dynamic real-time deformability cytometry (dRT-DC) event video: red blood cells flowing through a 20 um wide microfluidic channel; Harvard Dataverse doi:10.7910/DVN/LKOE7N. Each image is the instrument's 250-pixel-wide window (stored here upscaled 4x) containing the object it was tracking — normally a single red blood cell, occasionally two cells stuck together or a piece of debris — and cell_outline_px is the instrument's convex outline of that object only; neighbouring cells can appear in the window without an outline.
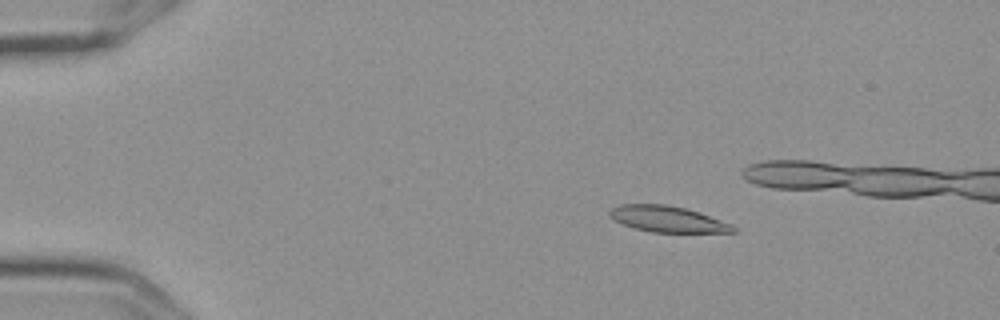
{"species": "Egyptian fruit bat (a non-hibernating species)", "species_latin": "Rousettus aegyptiacus", "temperature_condition": "cold", "stored_images_in_passage": 6, "camera_frame_rate_fps": 3000, "um_per_image_px": 0.085, "frame": {"image": 1, "passage_image": 3, "time_ms": 0.667, "image_size_px": [1000, 320], "cell_outline_px": [[736, 232], [652, 232], [632, 228], [608, 216], [608, 212], [612, 208], [620, 204], [664, 204], [684, 208], [700, 212], [732, 224], [736, 228]], "centroid_in_image_um": [56.74, 18.62], "position_along_channel_um": 28.3, "area_um2": 18.73}}